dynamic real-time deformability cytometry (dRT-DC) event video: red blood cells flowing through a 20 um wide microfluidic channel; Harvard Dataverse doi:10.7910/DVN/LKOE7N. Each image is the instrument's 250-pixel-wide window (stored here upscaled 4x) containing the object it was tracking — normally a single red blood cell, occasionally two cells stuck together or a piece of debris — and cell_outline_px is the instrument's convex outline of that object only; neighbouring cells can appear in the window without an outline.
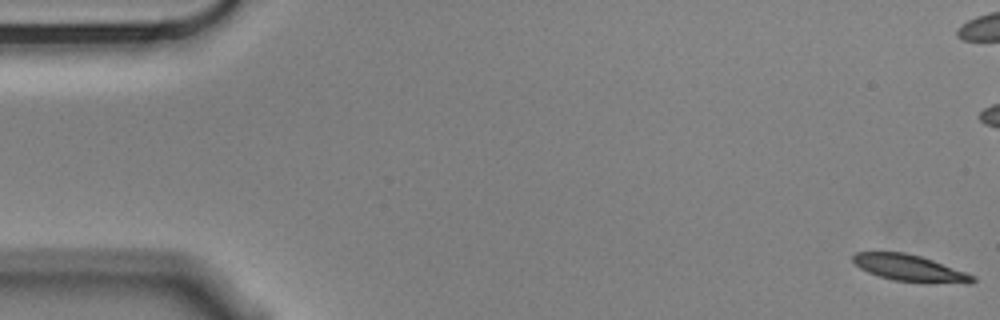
{"species": "Egyptian fruit bat (a non-hibernating species)", "species_latin": "Rousettus aegyptiacus", "temperature_condition": "cold", "stored_images_in_passage": 58, "camera_frame_rate_fps": 3000, "um_per_image_px": 0.085, "animal": {"sex": "male"}, "frame": {"image": 1, "passage_image": 1, "time_ms": 0.0, "image_size_px": [1000, 320], "cell_outline_px": [[976, 280], [972, 284], [924, 284], [892, 280], [868, 272], [860, 268], [852, 260], [852, 256], [856, 252], [904, 252], [920, 256], [932, 260], [976, 276]], "centroid_in_image_um": [77.39, 22.83], "position_along_channel_um": 7.6, "area_um2": 18.9}}
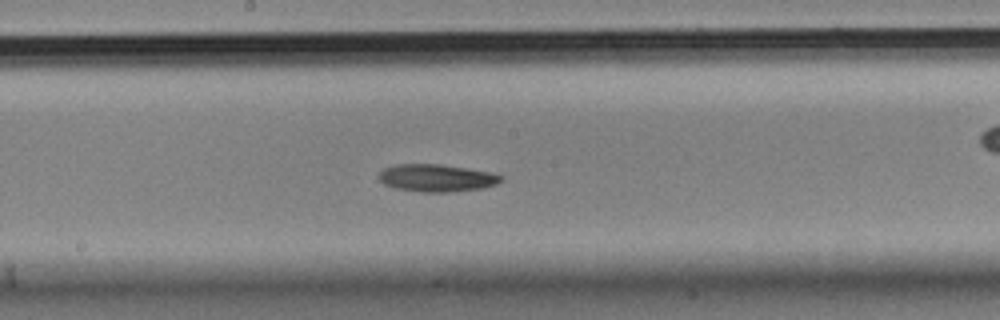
{"frame": {"image": 2, "passage_image": 30, "time_ms": 9.667, "image_size_px": [1000, 320], "cell_outline_px": [[504, 180], [496, 184], [484, 188], [448, 192], [420, 192], [396, 188], [384, 184], [380, 180], [380, 172], [384, 168], [396, 164], [440, 164], [488, 172], [504, 176]], "centroid_in_image_um": [37.13, 15.13], "position_along_channel_um": 211.1, "area_um2": 19.42}}
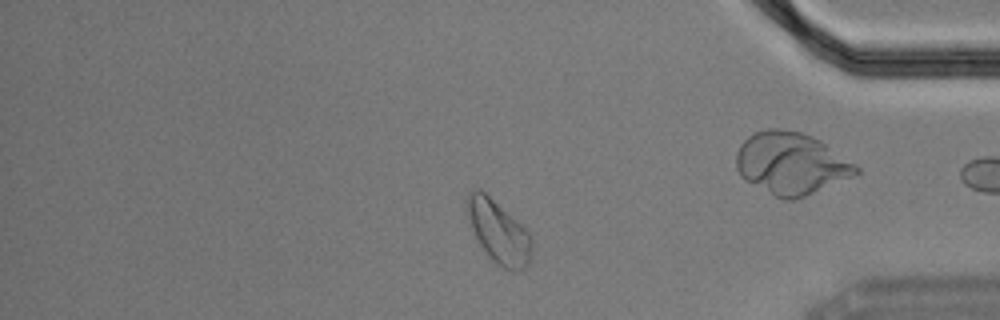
{"frame": {"image": 3, "passage_image": 48, "time_ms": 15.667, "image_size_px": [1000, 320], "cell_outline_px": [[532, 256], [528, 264], [524, 268], [516, 272], [512, 272], [504, 268], [492, 260], [488, 256], [472, 232], [468, 224], [464, 212], [464, 200], [468, 192], [472, 188], [480, 188], [516, 220], [528, 232], [532, 240]], "centroid_in_image_um": [42.3, 19.68], "position_along_channel_um": 392.9, "area_um2": 24.22}, "authors_computed_cell_mechanics": {"area_um2": 19.4208, "velocity_mm_per_s": 3.4962, "shape_relaxation_time_tau1_ms": 5.1573, "shape_relaxation_time_tau2_ms": null, "deformation_change_tau1": 0.1264, "deformation_change_tau2": null}}